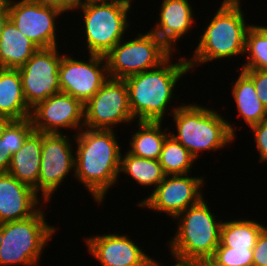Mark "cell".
<instances>
[{"mask_svg":"<svg viewBox=\"0 0 267 266\" xmlns=\"http://www.w3.org/2000/svg\"><path fill=\"white\" fill-rule=\"evenodd\" d=\"M39 48L7 18L0 31V68H21Z\"/></svg>","mask_w":267,"mask_h":266,"instance_id":"obj_20","label":"cell"},{"mask_svg":"<svg viewBox=\"0 0 267 266\" xmlns=\"http://www.w3.org/2000/svg\"><path fill=\"white\" fill-rule=\"evenodd\" d=\"M114 132L82 128L73 137L78 145L74 178L84 184L97 203H102L120 174L122 153Z\"/></svg>","mask_w":267,"mask_h":266,"instance_id":"obj_1","label":"cell"},{"mask_svg":"<svg viewBox=\"0 0 267 266\" xmlns=\"http://www.w3.org/2000/svg\"><path fill=\"white\" fill-rule=\"evenodd\" d=\"M38 196L32 187L19 182L10 173L0 174V224L34 215L40 208Z\"/></svg>","mask_w":267,"mask_h":266,"instance_id":"obj_17","label":"cell"},{"mask_svg":"<svg viewBox=\"0 0 267 266\" xmlns=\"http://www.w3.org/2000/svg\"><path fill=\"white\" fill-rule=\"evenodd\" d=\"M223 2H240V0H223Z\"/></svg>","mask_w":267,"mask_h":266,"instance_id":"obj_41","label":"cell"},{"mask_svg":"<svg viewBox=\"0 0 267 266\" xmlns=\"http://www.w3.org/2000/svg\"><path fill=\"white\" fill-rule=\"evenodd\" d=\"M253 266H267V227L261 231L253 248Z\"/></svg>","mask_w":267,"mask_h":266,"instance_id":"obj_32","label":"cell"},{"mask_svg":"<svg viewBox=\"0 0 267 266\" xmlns=\"http://www.w3.org/2000/svg\"><path fill=\"white\" fill-rule=\"evenodd\" d=\"M241 2H222L219 10L206 26L194 55L187 59L190 70L197 64L244 55L246 34L252 26L246 23Z\"/></svg>","mask_w":267,"mask_h":266,"instance_id":"obj_4","label":"cell"},{"mask_svg":"<svg viewBox=\"0 0 267 266\" xmlns=\"http://www.w3.org/2000/svg\"><path fill=\"white\" fill-rule=\"evenodd\" d=\"M129 107L128 88L122 79L108 80L84 104V127L114 130L119 123L134 121Z\"/></svg>","mask_w":267,"mask_h":266,"instance_id":"obj_9","label":"cell"},{"mask_svg":"<svg viewBox=\"0 0 267 266\" xmlns=\"http://www.w3.org/2000/svg\"><path fill=\"white\" fill-rule=\"evenodd\" d=\"M170 60L169 57L157 68L124 79L130 111L135 120L162 122L177 81L190 72L187 58L182 57L174 64Z\"/></svg>","mask_w":267,"mask_h":266,"instance_id":"obj_2","label":"cell"},{"mask_svg":"<svg viewBox=\"0 0 267 266\" xmlns=\"http://www.w3.org/2000/svg\"><path fill=\"white\" fill-rule=\"evenodd\" d=\"M175 260H176V263L171 266H192L193 265L192 263L184 262L183 260H180L177 258H175ZM145 266H162V265H160L159 262H157L155 259L150 258Z\"/></svg>","mask_w":267,"mask_h":266,"instance_id":"obj_36","label":"cell"},{"mask_svg":"<svg viewBox=\"0 0 267 266\" xmlns=\"http://www.w3.org/2000/svg\"><path fill=\"white\" fill-rule=\"evenodd\" d=\"M192 266H215V265L210 260H207L199 264H193Z\"/></svg>","mask_w":267,"mask_h":266,"instance_id":"obj_39","label":"cell"},{"mask_svg":"<svg viewBox=\"0 0 267 266\" xmlns=\"http://www.w3.org/2000/svg\"><path fill=\"white\" fill-rule=\"evenodd\" d=\"M131 3L82 0L76 9L84 15L86 46L89 54L105 56L124 38L129 27Z\"/></svg>","mask_w":267,"mask_h":266,"instance_id":"obj_7","label":"cell"},{"mask_svg":"<svg viewBox=\"0 0 267 266\" xmlns=\"http://www.w3.org/2000/svg\"><path fill=\"white\" fill-rule=\"evenodd\" d=\"M27 105L18 69L0 68V114L13 120H23L31 116Z\"/></svg>","mask_w":267,"mask_h":266,"instance_id":"obj_21","label":"cell"},{"mask_svg":"<svg viewBox=\"0 0 267 266\" xmlns=\"http://www.w3.org/2000/svg\"><path fill=\"white\" fill-rule=\"evenodd\" d=\"M33 131L34 127L30 117L23 120H14L1 136L4 139L6 155L11 158L23 146L24 141Z\"/></svg>","mask_w":267,"mask_h":266,"instance_id":"obj_28","label":"cell"},{"mask_svg":"<svg viewBox=\"0 0 267 266\" xmlns=\"http://www.w3.org/2000/svg\"><path fill=\"white\" fill-rule=\"evenodd\" d=\"M202 199L179 214L177 231L168 242L174 258L199 264L209 260L220 243L222 222ZM217 221V222H216Z\"/></svg>","mask_w":267,"mask_h":266,"instance_id":"obj_5","label":"cell"},{"mask_svg":"<svg viewBox=\"0 0 267 266\" xmlns=\"http://www.w3.org/2000/svg\"><path fill=\"white\" fill-rule=\"evenodd\" d=\"M85 241L102 266H145L151 258L125 234H97Z\"/></svg>","mask_w":267,"mask_h":266,"instance_id":"obj_16","label":"cell"},{"mask_svg":"<svg viewBox=\"0 0 267 266\" xmlns=\"http://www.w3.org/2000/svg\"><path fill=\"white\" fill-rule=\"evenodd\" d=\"M58 47L39 48L32 57L19 68L23 94L32 109L39 102L61 92L59 65L62 55Z\"/></svg>","mask_w":267,"mask_h":266,"instance_id":"obj_10","label":"cell"},{"mask_svg":"<svg viewBox=\"0 0 267 266\" xmlns=\"http://www.w3.org/2000/svg\"><path fill=\"white\" fill-rule=\"evenodd\" d=\"M91 1H107V2H124V3H131V0H91Z\"/></svg>","mask_w":267,"mask_h":266,"instance_id":"obj_40","label":"cell"},{"mask_svg":"<svg viewBox=\"0 0 267 266\" xmlns=\"http://www.w3.org/2000/svg\"><path fill=\"white\" fill-rule=\"evenodd\" d=\"M41 150L42 133L33 131L24 141L23 146L12 155L7 171L19 182L32 187L37 194Z\"/></svg>","mask_w":267,"mask_h":266,"instance_id":"obj_19","label":"cell"},{"mask_svg":"<svg viewBox=\"0 0 267 266\" xmlns=\"http://www.w3.org/2000/svg\"><path fill=\"white\" fill-rule=\"evenodd\" d=\"M165 175H188L195 158L173 136L166 137L159 157Z\"/></svg>","mask_w":267,"mask_h":266,"instance_id":"obj_26","label":"cell"},{"mask_svg":"<svg viewBox=\"0 0 267 266\" xmlns=\"http://www.w3.org/2000/svg\"><path fill=\"white\" fill-rule=\"evenodd\" d=\"M130 175L141 186L156 187L164 180L165 173L159 160L147 159L125 152L121 154L120 171Z\"/></svg>","mask_w":267,"mask_h":266,"instance_id":"obj_25","label":"cell"},{"mask_svg":"<svg viewBox=\"0 0 267 266\" xmlns=\"http://www.w3.org/2000/svg\"><path fill=\"white\" fill-rule=\"evenodd\" d=\"M87 61L62 55L59 65V83L62 93L69 94L85 104L108 80L105 56L89 54Z\"/></svg>","mask_w":267,"mask_h":266,"instance_id":"obj_11","label":"cell"},{"mask_svg":"<svg viewBox=\"0 0 267 266\" xmlns=\"http://www.w3.org/2000/svg\"><path fill=\"white\" fill-rule=\"evenodd\" d=\"M138 131L130 138V149L127 150L131 155L142 158L158 160L166 137L167 129L162 128V122L137 121ZM163 130V131H162Z\"/></svg>","mask_w":267,"mask_h":266,"instance_id":"obj_23","label":"cell"},{"mask_svg":"<svg viewBox=\"0 0 267 266\" xmlns=\"http://www.w3.org/2000/svg\"><path fill=\"white\" fill-rule=\"evenodd\" d=\"M14 120L6 115L0 114V138L4 134L5 130Z\"/></svg>","mask_w":267,"mask_h":266,"instance_id":"obj_35","label":"cell"},{"mask_svg":"<svg viewBox=\"0 0 267 266\" xmlns=\"http://www.w3.org/2000/svg\"><path fill=\"white\" fill-rule=\"evenodd\" d=\"M121 40L106 55L108 76L122 79L160 66L173 52L151 31Z\"/></svg>","mask_w":267,"mask_h":266,"instance_id":"obj_8","label":"cell"},{"mask_svg":"<svg viewBox=\"0 0 267 266\" xmlns=\"http://www.w3.org/2000/svg\"><path fill=\"white\" fill-rule=\"evenodd\" d=\"M204 181L203 177H190L186 174L166 175L156 189L147 198L139 201L138 205L166 213L175 219L204 198L201 193Z\"/></svg>","mask_w":267,"mask_h":266,"instance_id":"obj_13","label":"cell"},{"mask_svg":"<svg viewBox=\"0 0 267 266\" xmlns=\"http://www.w3.org/2000/svg\"><path fill=\"white\" fill-rule=\"evenodd\" d=\"M41 208L31 217L0 224V266L38 265L57 229L47 224Z\"/></svg>","mask_w":267,"mask_h":266,"instance_id":"obj_6","label":"cell"},{"mask_svg":"<svg viewBox=\"0 0 267 266\" xmlns=\"http://www.w3.org/2000/svg\"><path fill=\"white\" fill-rule=\"evenodd\" d=\"M8 18V13H0V31L2 30L3 24Z\"/></svg>","mask_w":267,"mask_h":266,"instance_id":"obj_38","label":"cell"},{"mask_svg":"<svg viewBox=\"0 0 267 266\" xmlns=\"http://www.w3.org/2000/svg\"><path fill=\"white\" fill-rule=\"evenodd\" d=\"M209 260L215 266H253V249L218 246Z\"/></svg>","mask_w":267,"mask_h":266,"instance_id":"obj_29","label":"cell"},{"mask_svg":"<svg viewBox=\"0 0 267 266\" xmlns=\"http://www.w3.org/2000/svg\"><path fill=\"white\" fill-rule=\"evenodd\" d=\"M34 131L60 134V129L84 126V104L69 94L59 92L39 102L31 110Z\"/></svg>","mask_w":267,"mask_h":266,"instance_id":"obj_15","label":"cell"},{"mask_svg":"<svg viewBox=\"0 0 267 266\" xmlns=\"http://www.w3.org/2000/svg\"><path fill=\"white\" fill-rule=\"evenodd\" d=\"M5 152L4 139L0 138V174L8 171L11 161V158Z\"/></svg>","mask_w":267,"mask_h":266,"instance_id":"obj_34","label":"cell"},{"mask_svg":"<svg viewBox=\"0 0 267 266\" xmlns=\"http://www.w3.org/2000/svg\"><path fill=\"white\" fill-rule=\"evenodd\" d=\"M253 81L257 97L267 108V71L258 69H242Z\"/></svg>","mask_w":267,"mask_h":266,"instance_id":"obj_30","label":"cell"},{"mask_svg":"<svg viewBox=\"0 0 267 266\" xmlns=\"http://www.w3.org/2000/svg\"><path fill=\"white\" fill-rule=\"evenodd\" d=\"M256 221L242 218L223 222L218 246L253 249L259 234L266 227Z\"/></svg>","mask_w":267,"mask_h":266,"instance_id":"obj_24","label":"cell"},{"mask_svg":"<svg viewBox=\"0 0 267 266\" xmlns=\"http://www.w3.org/2000/svg\"><path fill=\"white\" fill-rule=\"evenodd\" d=\"M41 5L59 10L62 14L73 11L82 0H34Z\"/></svg>","mask_w":267,"mask_h":266,"instance_id":"obj_33","label":"cell"},{"mask_svg":"<svg viewBox=\"0 0 267 266\" xmlns=\"http://www.w3.org/2000/svg\"><path fill=\"white\" fill-rule=\"evenodd\" d=\"M193 16L188 0H163L158 23L150 31L173 52L175 42L192 28Z\"/></svg>","mask_w":267,"mask_h":266,"instance_id":"obj_18","label":"cell"},{"mask_svg":"<svg viewBox=\"0 0 267 266\" xmlns=\"http://www.w3.org/2000/svg\"><path fill=\"white\" fill-rule=\"evenodd\" d=\"M73 149L69 136L63 133H42L38 194L42 192L43 202L51 199L69 172L75 171Z\"/></svg>","mask_w":267,"mask_h":266,"instance_id":"obj_12","label":"cell"},{"mask_svg":"<svg viewBox=\"0 0 267 266\" xmlns=\"http://www.w3.org/2000/svg\"><path fill=\"white\" fill-rule=\"evenodd\" d=\"M62 13L34 0H10L8 18L38 48L58 47L55 21Z\"/></svg>","mask_w":267,"mask_h":266,"instance_id":"obj_14","label":"cell"},{"mask_svg":"<svg viewBox=\"0 0 267 266\" xmlns=\"http://www.w3.org/2000/svg\"><path fill=\"white\" fill-rule=\"evenodd\" d=\"M245 57L247 61L242 69H258L267 71V26L254 25L246 34Z\"/></svg>","mask_w":267,"mask_h":266,"instance_id":"obj_27","label":"cell"},{"mask_svg":"<svg viewBox=\"0 0 267 266\" xmlns=\"http://www.w3.org/2000/svg\"><path fill=\"white\" fill-rule=\"evenodd\" d=\"M254 133V140L256 143L257 151H259V161H267V120L250 126Z\"/></svg>","mask_w":267,"mask_h":266,"instance_id":"obj_31","label":"cell"},{"mask_svg":"<svg viewBox=\"0 0 267 266\" xmlns=\"http://www.w3.org/2000/svg\"><path fill=\"white\" fill-rule=\"evenodd\" d=\"M177 134L170 133L197 160L199 151L218 150L235 139L233 124L217 111L196 104L173 107Z\"/></svg>","mask_w":267,"mask_h":266,"instance_id":"obj_3","label":"cell"},{"mask_svg":"<svg viewBox=\"0 0 267 266\" xmlns=\"http://www.w3.org/2000/svg\"><path fill=\"white\" fill-rule=\"evenodd\" d=\"M10 0H0V13H8Z\"/></svg>","mask_w":267,"mask_h":266,"instance_id":"obj_37","label":"cell"},{"mask_svg":"<svg viewBox=\"0 0 267 266\" xmlns=\"http://www.w3.org/2000/svg\"><path fill=\"white\" fill-rule=\"evenodd\" d=\"M232 95L239 114L248 126L267 120V108L257 97L252 79L243 70L233 85Z\"/></svg>","mask_w":267,"mask_h":266,"instance_id":"obj_22","label":"cell"}]
</instances>
